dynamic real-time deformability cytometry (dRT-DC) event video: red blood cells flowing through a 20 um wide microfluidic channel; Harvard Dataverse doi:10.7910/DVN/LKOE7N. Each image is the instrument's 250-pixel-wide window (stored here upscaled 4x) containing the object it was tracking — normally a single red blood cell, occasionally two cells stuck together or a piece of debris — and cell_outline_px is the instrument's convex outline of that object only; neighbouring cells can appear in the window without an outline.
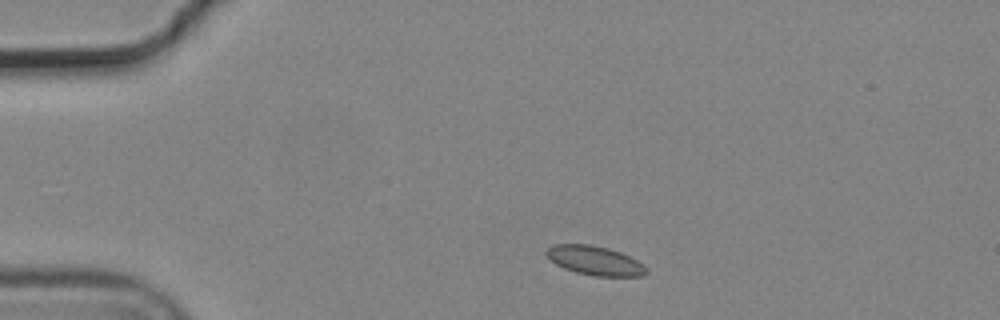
{"species": "common noctule bat (a hibernating species)", "species_latin": "Nyctalus noctula", "temperature_condition": "cold", "stored_images_in_passage": 5, "camera_frame_rate_fps": 3000, "um_per_image_px": 0.085, "animal": {"sex": "male", "body_mass_g": 19.2, "forearm_length_mm": 51.8}, "frame": {"image": 1, "passage_image": 1, "time_ms": 0.0, "image_size_px": [1000, 320], "cell_outline_px": [[648, 272], [644, 276], [592, 276], [576, 272], [564, 268], [556, 264], [544, 252], [552, 244], [592, 244], [608, 248], [620, 252], [644, 264], [648, 268]], "centroid_in_image_um": [50.58, 22.15], "position_along_channel_um": 34.4, "area_um2": 17.05}}
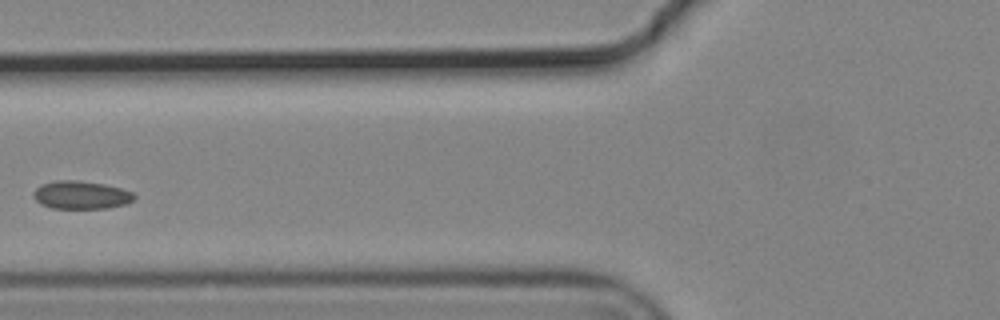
{"frame": {"image": 2, "passage_image": 4, "time_ms": 1.0, "image_size_px": [1000, 320], "cell_outline_px": [[136, 196], [132, 200], [124, 204], [108, 208], [52, 208], [40, 204], [32, 196], [32, 192], [36, 188], [44, 184], [56, 180], [76, 180], [104, 184], [120, 188], [132, 192]], "centroid_in_image_um": [6.86, 16.57], "position_along_channel_um": 118.9, "area_um2": 16.36}}
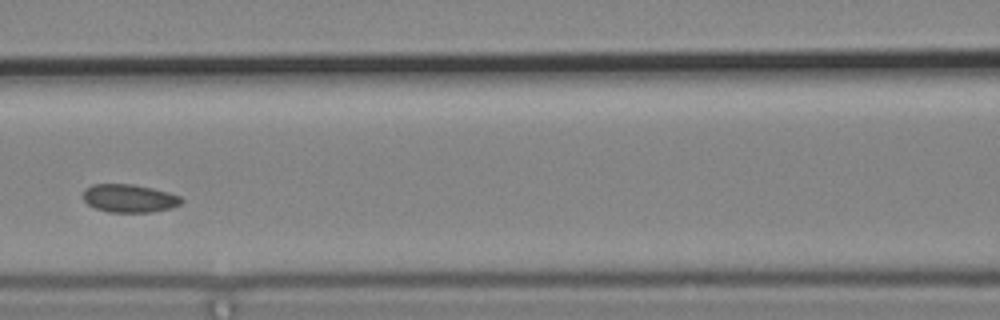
{"frame": {"image": 3, "passage_image": 5, "time_ms": 1.333, "image_size_px": [1000, 320], "cell_outline_px": [[184, 200], [180, 204], [172, 208], [152, 212], [108, 212], [96, 208], [88, 204], [84, 200], [84, 188], [92, 184], [132, 184], [152, 188], [168, 192], [180, 196]], "centroid_in_image_um": [11.0, 16.85], "position_along_channel_um": 155.6, "area_um2": 16.13}}